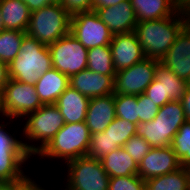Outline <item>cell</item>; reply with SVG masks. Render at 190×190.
Masks as SVG:
<instances>
[{"instance_id":"1","label":"cell","mask_w":190,"mask_h":190,"mask_svg":"<svg viewBox=\"0 0 190 190\" xmlns=\"http://www.w3.org/2000/svg\"><path fill=\"white\" fill-rule=\"evenodd\" d=\"M185 26L184 14L180 8L167 18L138 22L134 32L145 57L161 61Z\"/></svg>"},{"instance_id":"2","label":"cell","mask_w":190,"mask_h":190,"mask_svg":"<svg viewBox=\"0 0 190 190\" xmlns=\"http://www.w3.org/2000/svg\"><path fill=\"white\" fill-rule=\"evenodd\" d=\"M23 119L25 125L20 129V137L23 136V148L31 157H35L65 125L55 104L43 105Z\"/></svg>"},{"instance_id":"3","label":"cell","mask_w":190,"mask_h":190,"mask_svg":"<svg viewBox=\"0 0 190 190\" xmlns=\"http://www.w3.org/2000/svg\"><path fill=\"white\" fill-rule=\"evenodd\" d=\"M51 68L48 46L26 34L18 56L8 64V75L18 82L35 85L40 76Z\"/></svg>"},{"instance_id":"4","label":"cell","mask_w":190,"mask_h":190,"mask_svg":"<svg viewBox=\"0 0 190 190\" xmlns=\"http://www.w3.org/2000/svg\"><path fill=\"white\" fill-rule=\"evenodd\" d=\"M91 134L85 122L65 123L51 141L37 154L41 160H60L65 164L87 155Z\"/></svg>"},{"instance_id":"5","label":"cell","mask_w":190,"mask_h":190,"mask_svg":"<svg viewBox=\"0 0 190 190\" xmlns=\"http://www.w3.org/2000/svg\"><path fill=\"white\" fill-rule=\"evenodd\" d=\"M185 121L182 102L169 101L159 108L152 121L139 123L135 135L143 137L152 148L170 146Z\"/></svg>"},{"instance_id":"6","label":"cell","mask_w":190,"mask_h":190,"mask_svg":"<svg viewBox=\"0 0 190 190\" xmlns=\"http://www.w3.org/2000/svg\"><path fill=\"white\" fill-rule=\"evenodd\" d=\"M70 13L61 4H48L30 14L26 34L50 45L70 33Z\"/></svg>"},{"instance_id":"7","label":"cell","mask_w":190,"mask_h":190,"mask_svg":"<svg viewBox=\"0 0 190 190\" xmlns=\"http://www.w3.org/2000/svg\"><path fill=\"white\" fill-rule=\"evenodd\" d=\"M1 120L3 123L0 121V181L27 179L30 175L23 167L31 163L29 160L32 157L23 148L22 139L16 138V134L18 136L21 131L18 128L14 129V133L7 131V125H11L13 120Z\"/></svg>"},{"instance_id":"8","label":"cell","mask_w":190,"mask_h":190,"mask_svg":"<svg viewBox=\"0 0 190 190\" xmlns=\"http://www.w3.org/2000/svg\"><path fill=\"white\" fill-rule=\"evenodd\" d=\"M43 106L35 85L18 82L9 78L0 94V116L7 120L20 119Z\"/></svg>"},{"instance_id":"9","label":"cell","mask_w":190,"mask_h":190,"mask_svg":"<svg viewBox=\"0 0 190 190\" xmlns=\"http://www.w3.org/2000/svg\"><path fill=\"white\" fill-rule=\"evenodd\" d=\"M65 183L72 190H108L110 176L100 160L79 157L66 164Z\"/></svg>"},{"instance_id":"10","label":"cell","mask_w":190,"mask_h":190,"mask_svg":"<svg viewBox=\"0 0 190 190\" xmlns=\"http://www.w3.org/2000/svg\"><path fill=\"white\" fill-rule=\"evenodd\" d=\"M48 48L52 67L69 78L87 68L88 49L70 33L48 45Z\"/></svg>"},{"instance_id":"11","label":"cell","mask_w":190,"mask_h":190,"mask_svg":"<svg viewBox=\"0 0 190 190\" xmlns=\"http://www.w3.org/2000/svg\"><path fill=\"white\" fill-rule=\"evenodd\" d=\"M70 34L86 49L107 46L113 34L95 11L78 12L71 15Z\"/></svg>"},{"instance_id":"12","label":"cell","mask_w":190,"mask_h":190,"mask_svg":"<svg viewBox=\"0 0 190 190\" xmlns=\"http://www.w3.org/2000/svg\"><path fill=\"white\" fill-rule=\"evenodd\" d=\"M158 60L144 58L129 68L117 71L113 94L140 95L155 79Z\"/></svg>"},{"instance_id":"13","label":"cell","mask_w":190,"mask_h":190,"mask_svg":"<svg viewBox=\"0 0 190 190\" xmlns=\"http://www.w3.org/2000/svg\"><path fill=\"white\" fill-rule=\"evenodd\" d=\"M180 160L171 148H151L138 164V175L144 180L165 175L181 168Z\"/></svg>"},{"instance_id":"14","label":"cell","mask_w":190,"mask_h":190,"mask_svg":"<svg viewBox=\"0 0 190 190\" xmlns=\"http://www.w3.org/2000/svg\"><path fill=\"white\" fill-rule=\"evenodd\" d=\"M109 46L116 72L129 68L146 58L134 31L113 35Z\"/></svg>"},{"instance_id":"15","label":"cell","mask_w":190,"mask_h":190,"mask_svg":"<svg viewBox=\"0 0 190 190\" xmlns=\"http://www.w3.org/2000/svg\"><path fill=\"white\" fill-rule=\"evenodd\" d=\"M95 13L107 25L113 35L132 32L138 23L130 0L114 6L96 9Z\"/></svg>"},{"instance_id":"16","label":"cell","mask_w":190,"mask_h":190,"mask_svg":"<svg viewBox=\"0 0 190 190\" xmlns=\"http://www.w3.org/2000/svg\"><path fill=\"white\" fill-rule=\"evenodd\" d=\"M175 75L187 80L190 74V29L185 26L161 59Z\"/></svg>"},{"instance_id":"17","label":"cell","mask_w":190,"mask_h":190,"mask_svg":"<svg viewBox=\"0 0 190 190\" xmlns=\"http://www.w3.org/2000/svg\"><path fill=\"white\" fill-rule=\"evenodd\" d=\"M114 77L85 69L72 75L69 81L73 89L91 99L112 94Z\"/></svg>"},{"instance_id":"18","label":"cell","mask_w":190,"mask_h":190,"mask_svg":"<svg viewBox=\"0 0 190 190\" xmlns=\"http://www.w3.org/2000/svg\"><path fill=\"white\" fill-rule=\"evenodd\" d=\"M115 117L113 93L89 100L85 123L90 134L104 132Z\"/></svg>"},{"instance_id":"19","label":"cell","mask_w":190,"mask_h":190,"mask_svg":"<svg viewBox=\"0 0 190 190\" xmlns=\"http://www.w3.org/2000/svg\"><path fill=\"white\" fill-rule=\"evenodd\" d=\"M69 86V77L53 67L35 83L36 92L43 105L55 104Z\"/></svg>"},{"instance_id":"20","label":"cell","mask_w":190,"mask_h":190,"mask_svg":"<svg viewBox=\"0 0 190 190\" xmlns=\"http://www.w3.org/2000/svg\"><path fill=\"white\" fill-rule=\"evenodd\" d=\"M89 98L69 86L58 98V107L65 123L85 122Z\"/></svg>"},{"instance_id":"21","label":"cell","mask_w":190,"mask_h":190,"mask_svg":"<svg viewBox=\"0 0 190 190\" xmlns=\"http://www.w3.org/2000/svg\"><path fill=\"white\" fill-rule=\"evenodd\" d=\"M138 22L173 16L180 8L179 0H130Z\"/></svg>"},{"instance_id":"22","label":"cell","mask_w":190,"mask_h":190,"mask_svg":"<svg viewBox=\"0 0 190 190\" xmlns=\"http://www.w3.org/2000/svg\"><path fill=\"white\" fill-rule=\"evenodd\" d=\"M155 79L161 85L162 106L169 101H182L187 87L186 80L179 78L160 61L157 62Z\"/></svg>"},{"instance_id":"23","label":"cell","mask_w":190,"mask_h":190,"mask_svg":"<svg viewBox=\"0 0 190 190\" xmlns=\"http://www.w3.org/2000/svg\"><path fill=\"white\" fill-rule=\"evenodd\" d=\"M0 9L4 29L26 32L31 12L20 0H0Z\"/></svg>"},{"instance_id":"24","label":"cell","mask_w":190,"mask_h":190,"mask_svg":"<svg viewBox=\"0 0 190 190\" xmlns=\"http://www.w3.org/2000/svg\"><path fill=\"white\" fill-rule=\"evenodd\" d=\"M100 161L110 178L138 174V164L122 147L105 155Z\"/></svg>"},{"instance_id":"25","label":"cell","mask_w":190,"mask_h":190,"mask_svg":"<svg viewBox=\"0 0 190 190\" xmlns=\"http://www.w3.org/2000/svg\"><path fill=\"white\" fill-rule=\"evenodd\" d=\"M190 168L181 167L145 181V190H189Z\"/></svg>"},{"instance_id":"26","label":"cell","mask_w":190,"mask_h":190,"mask_svg":"<svg viewBox=\"0 0 190 190\" xmlns=\"http://www.w3.org/2000/svg\"><path fill=\"white\" fill-rule=\"evenodd\" d=\"M87 61L86 69L90 71L107 76H115L116 74L109 45L88 49Z\"/></svg>"},{"instance_id":"27","label":"cell","mask_w":190,"mask_h":190,"mask_svg":"<svg viewBox=\"0 0 190 190\" xmlns=\"http://www.w3.org/2000/svg\"><path fill=\"white\" fill-rule=\"evenodd\" d=\"M26 32L3 29L0 32V62L7 65L19 54Z\"/></svg>"},{"instance_id":"28","label":"cell","mask_w":190,"mask_h":190,"mask_svg":"<svg viewBox=\"0 0 190 190\" xmlns=\"http://www.w3.org/2000/svg\"><path fill=\"white\" fill-rule=\"evenodd\" d=\"M170 146L180 160V165L190 168V121L183 123Z\"/></svg>"},{"instance_id":"29","label":"cell","mask_w":190,"mask_h":190,"mask_svg":"<svg viewBox=\"0 0 190 190\" xmlns=\"http://www.w3.org/2000/svg\"><path fill=\"white\" fill-rule=\"evenodd\" d=\"M137 124L115 117V119L108 125L105 134H108L113 144L119 147L123 145L136 133Z\"/></svg>"},{"instance_id":"30","label":"cell","mask_w":190,"mask_h":190,"mask_svg":"<svg viewBox=\"0 0 190 190\" xmlns=\"http://www.w3.org/2000/svg\"><path fill=\"white\" fill-rule=\"evenodd\" d=\"M116 117L139 124L138 105L136 95H114Z\"/></svg>"},{"instance_id":"31","label":"cell","mask_w":190,"mask_h":190,"mask_svg":"<svg viewBox=\"0 0 190 190\" xmlns=\"http://www.w3.org/2000/svg\"><path fill=\"white\" fill-rule=\"evenodd\" d=\"M119 148L117 144H113L112 140L105 132L93 133L90 138V145L87 152L88 158L102 160V158Z\"/></svg>"},{"instance_id":"32","label":"cell","mask_w":190,"mask_h":190,"mask_svg":"<svg viewBox=\"0 0 190 190\" xmlns=\"http://www.w3.org/2000/svg\"><path fill=\"white\" fill-rule=\"evenodd\" d=\"M108 190H145V181L138 174L113 177Z\"/></svg>"},{"instance_id":"33","label":"cell","mask_w":190,"mask_h":190,"mask_svg":"<svg viewBox=\"0 0 190 190\" xmlns=\"http://www.w3.org/2000/svg\"><path fill=\"white\" fill-rule=\"evenodd\" d=\"M122 148L137 164H139L152 147L143 137L134 135L123 145Z\"/></svg>"},{"instance_id":"34","label":"cell","mask_w":190,"mask_h":190,"mask_svg":"<svg viewBox=\"0 0 190 190\" xmlns=\"http://www.w3.org/2000/svg\"><path fill=\"white\" fill-rule=\"evenodd\" d=\"M139 123L152 121L159 110V107L154 102L146 97V95L140 94L137 96Z\"/></svg>"},{"instance_id":"35","label":"cell","mask_w":190,"mask_h":190,"mask_svg":"<svg viewBox=\"0 0 190 190\" xmlns=\"http://www.w3.org/2000/svg\"><path fill=\"white\" fill-rule=\"evenodd\" d=\"M61 5L70 15L92 11V0H62Z\"/></svg>"},{"instance_id":"36","label":"cell","mask_w":190,"mask_h":190,"mask_svg":"<svg viewBox=\"0 0 190 190\" xmlns=\"http://www.w3.org/2000/svg\"><path fill=\"white\" fill-rule=\"evenodd\" d=\"M144 94L151 99L156 106L162 107V90L160 83L154 79L146 88Z\"/></svg>"},{"instance_id":"37","label":"cell","mask_w":190,"mask_h":190,"mask_svg":"<svg viewBox=\"0 0 190 190\" xmlns=\"http://www.w3.org/2000/svg\"><path fill=\"white\" fill-rule=\"evenodd\" d=\"M41 183L30 176L16 190H43Z\"/></svg>"},{"instance_id":"38","label":"cell","mask_w":190,"mask_h":190,"mask_svg":"<svg viewBox=\"0 0 190 190\" xmlns=\"http://www.w3.org/2000/svg\"><path fill=\"white\" fill-rule=\"evenodd\" d=\"M182 105L184 109V115L187 121H190V86L186 87L185 93L182 97Z\"/></svg>"},{"instance_id":"39","label":"cell","mask_w":190,"mask_h":190,"mask_svg":"<svg viewBox=\"0 0 190 190\" xmlns=\"http://www.w3.org/2000/svg\"><path fill=\"white\" fill-rule=\"evenodd\" d=\"M126 0H92V11L99 8L114 6Z\"/></svg>"},{"instance_id":"40","label":"cell","mask_w":190,"mask_h":190,"mask_svg":"<svg viewBox=\"0 0 190 190\" xmlns=\"http://www.w3.org/2000/svg\"><path fill=\"white\" fill-rule=\"evenodd\" d=\"M21 2H24L27 6L30 12L39 10L40 8L50 4L48 0H20Z\"/></svg>"},{"instance_id":"41","label":"cell","mask_w":190,"mask_h":190,"mask_svg":"<svg viewBox=\"0 0 190 190\" xmlns=\"http://www.w3.org/2000/svg\"><path fill=\"white\" fill-rule=\"evenodd\" d=\"M8 80V65L6 63L0 62V94Z\"/></svg>"},{"instance_id":"42","label":"cell","mask_w":190,"mask_h":190,"mask_svg":"<svg viewBox=\"0 0 190 190\" xmlns=\"http://www.w3.org/2000/svg\"><path fill=\"white\" fill-rule=\"evenodd\" d=\"M25 180L0 181V190H16Z\"/></svg>"},{"instance_id":"43","label":"cell","mask_w":190,"mask_h":190,"mask_svg":"<svg viewBox=\"0 0 190 190\" xmlns=\"http://www.w3.org/2000/svg\"><path fill=\"white\" fill-rule=\"evenodd\" d=\"M181 10L184 14L185 24L190 29V0H181Z\"/></svg>"},{"instance_id":"44","label":"cell","mask_w":190,"mask_h":190,"mask_svg":"<svg viewBox=\"0 0 190 190\" xmlns=\"http://www.w3.org/2000/svg\"><path fill=\"white\" fill-rule=\"evenodd\" d=\"M63 186L64 187H62L63 189H61V190H72L66 183H63ZM43 190H47V189H45L43 186Z\"/></svg>"},{"instance_id":"45","label":"cell","mask_w":190,"mask_h":190,"mask_svg":"<svg viewBox=\"0 0 190 190\" xmlns=\"http://www.w3.org/2000/svg\"><path fill=\"white\" fill-rule=\"evenodd\" d=\"M51 4H61L62 0H48Z\"/></svg>"},{"instance_id":"46","label":"cell","mask_w":190,"mask_h":190,"mask_svg":"<svg viewBox=\"0 0 190 190\" xmlns=\"http://www.w3.org/2000/svg\"><path fill=\"white\" fill-rule=\"evenodd\" d=\"M1 9H0V32L4 29L3 28V23H2V16H1Z\"/></svg>"},{"instance_id":"47","label":"cell","mask_w":190,"mask_h":190,"mask_svg":"<svg viewBox=\"0 0 190 190\" xmlns=\"http://www.w3.org/2000/svg\"><path fill=\"white\" fill-rule=\"evenodd\" d=\"M186 84H187V86H190V74H189V76H188V78L186 80Z\"/></svg>"}]
</instances>
